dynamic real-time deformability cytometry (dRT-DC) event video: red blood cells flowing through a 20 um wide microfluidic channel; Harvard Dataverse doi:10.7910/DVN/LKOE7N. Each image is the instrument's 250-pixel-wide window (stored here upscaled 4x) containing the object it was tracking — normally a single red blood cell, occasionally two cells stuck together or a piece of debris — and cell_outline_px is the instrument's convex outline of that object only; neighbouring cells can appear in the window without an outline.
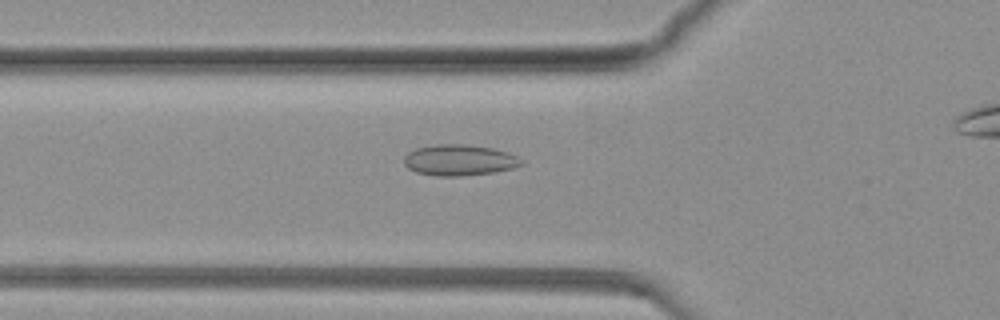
{"species": "common noctule bat (a hibernating species)", "species_latin": "Nyctalus noctula", "temperature_condition": "warm", "stored_images_in_passage": 47, "camera_frame_rate_fps": 3000, "um_per_image_px": 0.085, "animal": {"sex": "female", "body_mass_g": 19.3, "forearm_length_mm": 54.1}, "frame": {"image": 1, "passage_image": 5, "time_ms": 1.333, "image_size_px": [1000, 320], "cell_outline_px": [[524, 164], [512, 168], [492, 172], [460, 176], [436, 176], [416, 172], [408, 168], [404, 164], [404, 156], [408, 152], [416, 148], [436, 144], [464, 144], [492, 148], [508, 152], [524, 160]], "centroid_in_image_um": [39.03, 13.6], "position_along_channel_um": 86.8, "area_um2": 21.21}}
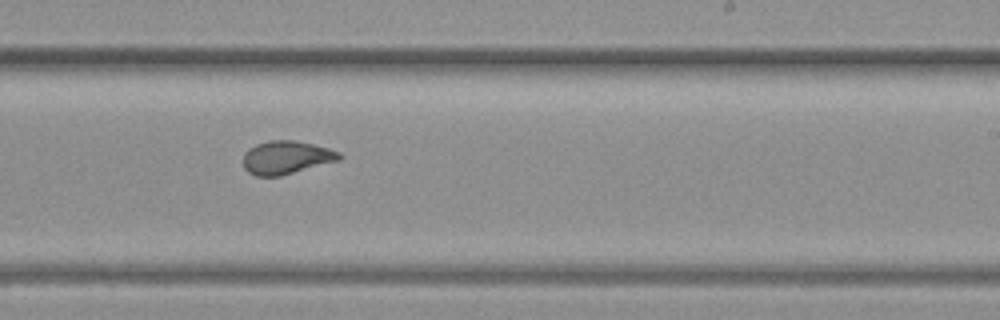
{"frame": {"image": 2, "passage_image": 26, "time_ms": 8.333, "image_size_px": [1000, 320], "cell_outline_px": [[344, 156], [340, 160], [280, 176], [256, 176], [248, 172], [244, 168], [244, 152], [248, 148], [256, 144], [268, 140], [296, 140], [328, 148], [340, 152]], "centroid_in_image_um": [24.34, 13.38], "position_along_channel_um": 264.7, "area_um2": 18.73}}
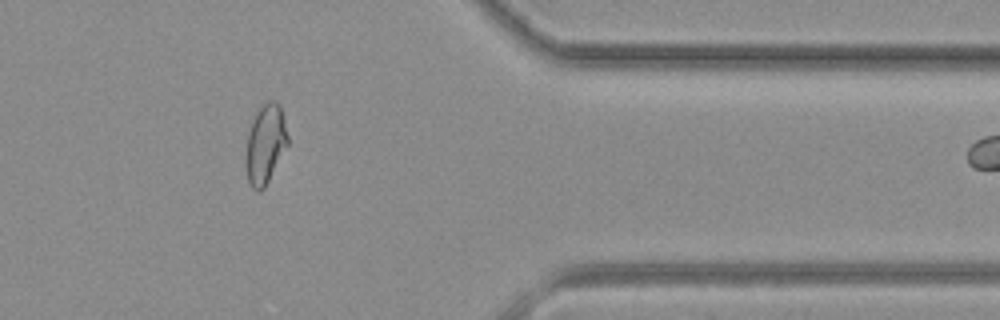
{"frame": {"image": 3, "passage_image": 43, "time_ms": 14.0, "image_size_px": [1000, 320], "cell_outline_px": [[288, 144], [264, 188], [260, 192], [252, 188], [248, 180], [244, 164], [244, 160], [248, 136], [252, 120], [256, 112], [268, 100], [276, 100], [280, 104], [288, 136]], "centroid_in_image_um": [22.54, 12.25], "position_along_channel_um": 388.9, "area_um2": 19.36}}